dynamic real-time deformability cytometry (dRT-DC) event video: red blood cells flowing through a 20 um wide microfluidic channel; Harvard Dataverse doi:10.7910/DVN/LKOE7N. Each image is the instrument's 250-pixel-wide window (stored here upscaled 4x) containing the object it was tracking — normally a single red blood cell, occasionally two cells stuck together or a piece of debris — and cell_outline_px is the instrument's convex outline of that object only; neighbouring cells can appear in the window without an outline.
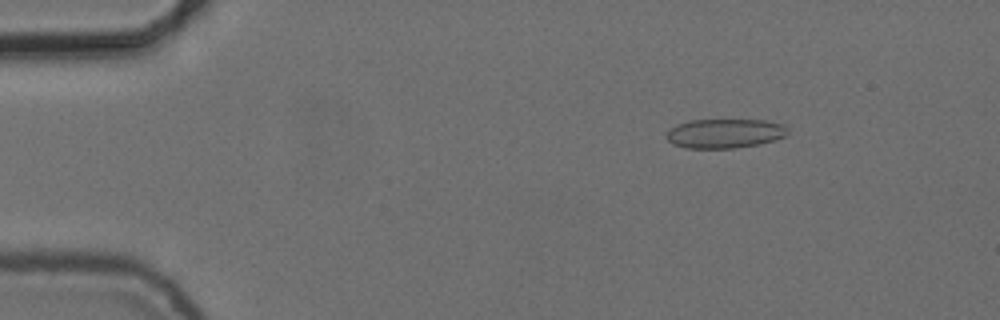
{"species": "common noctule bat (a hibernating species)", "species_latin": "Nyctalus noctula", "temperature_condition": "cold", "stored_images_in_passage": 55, "camera_frame_rate_fps": 3000, "um_per_image_px": 0.085, "animal": {"sex": "female", "body_mass_g": 24.6, "forearm_length_mm": 56.2}, "frame": {"image": 1, "passage_image": 8, "time_ms": 2.333, "image_size_px": [1000, 320], "cell_outline_px": [[788, 132], [784, 136], [760, 144], [736, 148], [688, 148], [672, 144], [664, 136], [668, 128], [676, 124], [688, 120], [764, 120], [784, 124], [788, 128]], "centroid_in_image_um": [61.55, 11.33], "position_along_channel_um": 23.4, "area_um2": 20.92}}
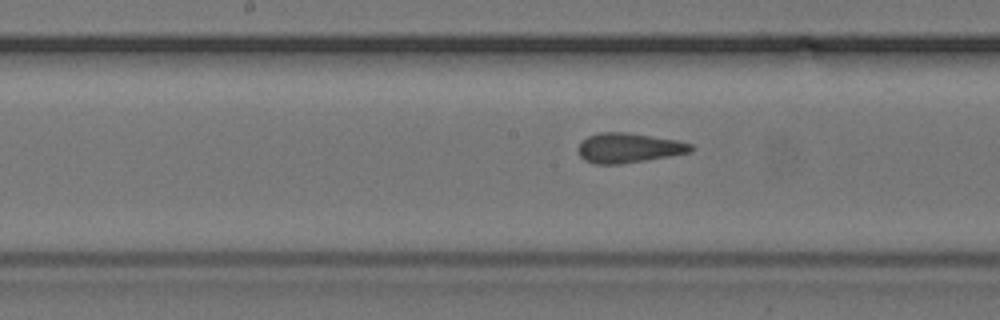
{"frame": {"image": 2, "passage_image": 28, "time_ms": 9.0, "image_size_px": [1000, 320], "cell_outline_px": [[696, 148], [692, 152], [620, 164], [596, 164], [584, 160], [580, 156], [576, 148], [588, 136], [600, 132], [628, 132], [676, 140], [692, 144]], "centroid_in_image_um": [53.44, 12.57], "position_along_channel_um": 194.8, "area_um2": 19.54}}
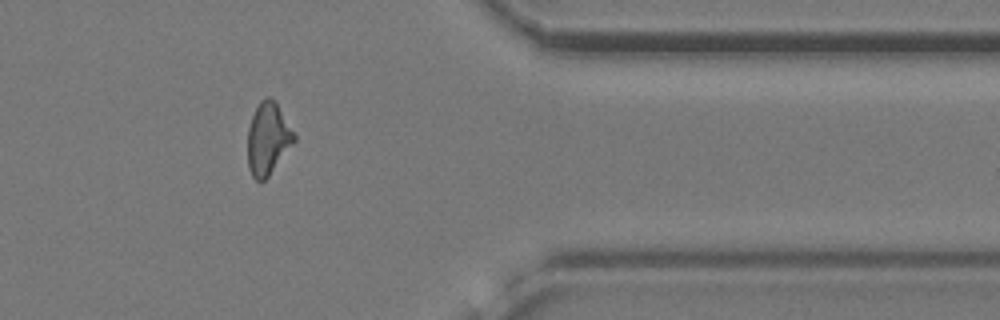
{"frame": {"image": 3, "passage_image": 45, "time_ms": 14.667, "image_size_px": [1000, 320], "cell_outline_px": [[296, 140], [268, 176], [260, 184], [252, 176], [248, 168], [248, 128], [252, 116], [260, 100], [268, 96], [276, 100], [296, 136]], "centroid_in_image_um": [22.77, 11.78], "position_along_channel_um": 388.6, "area_um2": 19.59}, "authors_computed_cell_mechanics": {"area_um2": 19.8254, "velocity_mm_per_s": 3.7513, "shape_relaxation_time_tau1_ms": null, "shape_relaxation_time_tau2_ms": 1.4723, "deformation_change_tau1": null, "deformation_change_tau2": 0.0888}}